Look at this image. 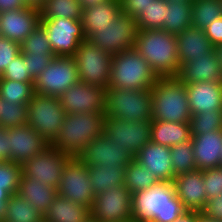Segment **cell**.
Instances as JSON below:
<instances>
[{
	"instance_id": "6da1fadb",
	"label": "cell",
	"mask_w": 222,
	"mask_h": 222,
	"mask_svg": "<svg viewBox=\"0 0 222 222\" xmlns=\"http://www.w3.org/2000/svg\"><path fill=\"white\" fill-rule=\"evenodd\" d=\"M186 211L173 183L159 182L132 194L131 212L136 222H174Z\"/></svg>"
},
{
	"instance_id": "7a4b0ae2",
	"label": "cell",
	"mask_w": 222,
	"mask_h": 222,
	"mask_svg": "<svg viewBox=\"0 0 222 222\" xmlns=\"http://www.w3.org/2000/svg\"><path fill=\"white\" fill-rule=\"evenodd\" d=\"M134 48L157 77H176L180 64L176 35L162 29L137 30Z\"/></svg>"
},
{
	"instance_id": "3957f363",
	"label": "cell",
	"mask_w": 222,
	"mask_h": 222,
	"mask_svg": "<svg viewBox=\"0 0 222 222\" xmlns=\"http://www.w3.org/2000/svg\"><path fill=\"white\" fill-rule=\"evenodd\" d=\"M105 113H68L50 146L71 157H78L85 147L103 134Z\"/></svg>"
},
{
	"instance_id": "277c9868",
	"label": "cell",
	"mask_w": 222,
	"mask_h": 222,
	"mask_svg": "<svg viewBox=\"0 0 222 222\" xmlns=\"http://www.w3.org/2000/svg\"><path fill=\"white\" fill-rule=\"evenodd\" d=\"M151 94L152 120L190 123L186 87L177 77H158Z\"/></svg>"
},
{
	"instance_id": "5b68a950",
	"label": "cell",
	"mask_w": 222,
	"mask_h": 222,
	"mask_svg": "<svg viewBox=\"0 0 222 222\" xmlns=\"http://www.w3.org/2000/svg\"><path fill=\"white\" fill-rule=\"evenodd\" d=\"M157 79L147 60L134 47L112 56L108 87L143 90L151 88Z\"/></svg>"
},
{
	"instance_id": "8992f818",
	"label": "cell",
	"mask_w": 222,
	"mask_h": 222,
	"mask_svg": "<svg viewBox=\"0 0 222 222\" xmlns=\"http://www.w3.org/2000/svg\"><path fill=\"white\" fill-rule=\"evenodd\" d=\"M151 88L143 90L107 87L105 116L128 121L152 120Z\"/></svg>"
},
{
	"instance_id": "52a82bcc",
	"label": "cell",
	"mask_w": 222,
	"mask_h": 222,
	"mask_svg": "<svg viewBox=\"0 0 222 222\" xmlns=\"http://www.w3.org/2000/svg\"><path fill=\"white\" fill-rule=\"evenodd\" d=\"M60 98L35 93L28 104L27 125L51 144L65 118Z\"/></svg>"
},
{
	"instance_id": "ba28073f",
	"label": "cell",
	"mask_w": 222,
	"mask_h": 222,
	"mask_svg": "<svg viewBox=\"0 0 222 222\" xmlns=\"http://www.w3.org/2000/svg\"><path fill=\"white\" fill-rule=\"evenodd\" d=\"M73 58L76 60L80 82L107 89L112 55L99 49L86 39L80 43Z\"/></svg>"
},
{
	"instance_id": "9c48e42d",
	"label": "cell",
	"mask_w": 222,
	"mask_h": 222,
	"mask_svg": "<svg viewBox=\"0 0 222 222\" xmlns=\"http://www.w3.org/2000/svg\"><path fill=\"white\" fill-rule=\"evenodd\" d=\"M137 35L136 19L121 12L113 21L102 28H96L87 39L99 49L116 55L135 46Z\"/></svg>"
},
{
	"instance_id": "30bf717a",
	"label": "cell",
	"mask_w": 222,
	"mask_h": 222,
	"mask_svg": "<svg viewBox=\"0 0 222 222\" xmlns=\"http://www.w3.org/2000/svg\"><path fill=\"white\" fill-rule=\"evenodd\" d=\"M79 82L76 60L55 56L48 66L35 77V93L60 97L70 86Z\"/></svg>"
},
{
	"instance_id": "8fae6325",
	"label": "cell",
	"mask_w": 222,
	"mask_h": 222,
	"mask_svg": "<svg viewBox=\"0 0 222 222\" xmlns=\"http://www.w3.org/2000/svg\"><path fill=\"white\" fill-rule=\"evenodd\" d=\"M57 194L91 210L95 193L88 166L78 157H71L63 167Z\"/></svg>"
},
{
	"instance_id": "7c38bea8",
	"label": "cell",
	"mask_w": 222,
	"mask_h": 222,
	"mask_svg": "<svg viewBox=\"0 0 222 222\" xmlns=\"http://www.w3.org/2000/svg\"><path fill=\"white\" fill-rule=\"evenodd\" d=\"M40 24L55 56L74 57L80 43L87 39L80 19H40Z\"/></svg>"
},
{
	"instance_id": "4fadbf2b",
	"label": "cell",
	"mask_w": 222,
	"mask_h": 222,
	"mask_svg": "<svg viewBox=\"0 0 222 222\" xmlns=\"http://www.w3.org/2000/svg\"><path fill=\"white\" fill-rule=\"evenodd\" d=\"M151 121H128L105 116L103 134L110 141L124 147L134 157L151 141Z\"/></svg>"
},
{
	"instance_id": "5bb4252c",
	"label": "cell",
	"mask_w": 222,
	"mask_h": 222,
	"mask_svg": "<svg viewBox=\"0 0 222 222\" xmlns=\"http://www.w3.org/2000/svg\"><path fill=\"white\" fill-rule=\"evenodd\" d=\"M132 193L125 185L116 186L95 196L90 217L98 222H129Z\"/></svg>"
},
{
	"instance_id": "9a60e30c",
	"label": "cell",
	"mask_w": 222,
	"mask_h": 222,
	"mask_svg": "<svg viewBox=\"0 0 222 222\" xmlns=\"http://www.w3.org/2000/svg\"><path fill=\"white\" fill-rule=\"evenodd\" d=\"M70 158V155L49 146L22 165V175L58 189L63 167Z\"/></svg>"
},
{
	"instance_id": "2e32d148",
	"label": "cell",
	"mask_w": 222,
	"mask_h": 222,
	"mask_svg": "<svg viewBox=\"0 0 222 222\" xmlns=\"http://www.w3.org/2000/svg\"><path fill=\"white\" fill-rule=\"evenodd\" d=\"M59 98L66 114L106 112V89L100 86L79 81L65 90Z\"/></svg>"
},
{
	"instance_id": "e0dca14e",
	"label": "cell",
	"mask_w": 222,
	"mask_h": 222,
	"mask_svg": "<svg viewBox=\"0 0 222 222\" xmlns=\"http://www.w3.org/2000/svg\"><path fill=\"white\" fill-rule=\"evenodd\" d=\"M78 158L86 166H123L124 168L134 157L124 148L110 141L105 134L92 140Z\"/></svg>"
},
{
	"instance_id": "ac0fdd59",
	"label": "cell",
	"mask_w": 222,
	"mask_h": 222,
	"mask_svg": "<svg viewBox=\"0 0 222 222\" xmlns=\"http://www.w3.org/2000/svg\"><path fill=\"white\" fill-rule=\"evenodd\" d=\"M40 24V10L25 7L0 12V36L21 44Z\"/></svg>"
},
{
	"instance_id": "d6986e66",
	"label": "cell",
	"mask_w": 222,
	"mask_h": 222,
	"mask_svg": "<svg viewBox=\"0 0 222 222\" xmlns=\"http://www.w3.org/2000/svg\"><path fill=\"white\" fill-rule=\"evenodd\" d=\"M8 136L11 148L10 162L20 165L50 146L40 134L27 124L8 128Z\"/></svg>"
},
{
	"instance_id": "ffe728a7",
	"label": "cell",
	"mask_w": 222,
	"mask_h": 222,
	"mask_svg": "<svg viewBox=\"0 0 222 222\" xmlns=\"http://www.w3.org/2000/svg\"><path fill=\"white\" fill-rule=\"evenodd\" d=\"M175 194L188 211H201L207 202L203 188V171H194L176 175L173 180Z\"/></svg>"
},
{
	"instance_id": "44dd1931",
	"label": "cell",
	"mask_w": 222,
	"mask_h": 222,
	"mask_svg": "<svg viewBox=\"0 0 222 222\" xmlns=\"http://www.w3.org/2000/svg\"><path fill=\"white\" fill-rule=\"evenodd\" d=\"M134 159L152 172L159 182L172 183L176 176L172 169L168 146L149 141L134 156Z\"/></svg>"
},
{
	"instance_id": "7402d4cb",
	"label": "cell",
	"mask_w": 222,
	"mask_h": 222,
	"mask_svg": "<svg viewBox=\"0 0 222 222\" xmlns=\"http://www.w3.org/2000/svg\"><path fill=\"white\" fill-rule=\"evenodd\" d=\"M191 115L222 110V82L204 81L185 84Z\"/></svg>"
},
{
	"instance_id": "603a6c76",
	"label": "cell",
	"mask_w": 222,
	"mask_h": 222,
	"mask_svg": "<svg viewBox=\"0 0 222 222\" xmlns=\"http://www.w3.org/2000/svg\"><path fill=\"white\" fill-rule=\"evenodd\" d=\"M176 77L184 84L195 82H222V72L215 49L206 54L193 58L192 61L180 65Z\"/></svg>"
},
{
	"instance_id": "cb8c5ba5",
	"label": "cell",
	"mask_w": 222,
	"mask_h": 222,
	"mask_svg": "<svg viewBox=\"0 0 222 222\" xmlns=\"http://www.w3.org/2000/svg\"><path fill=\"white\" fill-rule=\"evenodd\" d=\"M196 168L203 171L221 167L222 130L191 136Z\"/></svg>"
},
{
	"instance_id": "d4e9b609",
	"label": "cell",
	"mask_w": 222,
	"mask_h": 222,
	"mask_svg": "<svg viewBox=\"0 0 222 222\" xmlns=\"http://www.w3.org/2000/svg\"><path fill=\"white\" fill-rule=\"evenodd\" d=\"M179 64H186L193 58L206 56L215 46L205 35L203 29L190 26L176 35Z\"/></svg>"
},
{
	"instance_id": "484cf974",
	"label": "cell",
	"mask_w": 222,
	"mask_h": 222,
	"mask_svg": "<svg viewBox=\"0 0 222 222\" xmlns=\"http://www.w3.org/2000/svg\"><path fill=\"white\" fill-rule=\"evenodd\" d=\"M119 0H106L100 4L83 8L81 23L85 37L95 33L96 28H102L113 21L121 13Z\"/></svg>"
},
{
	"instance_id": "4316f807",
	"label": "cell",
	"mask_w": 222,
	"mask_h": 222,
	"mask_svg": "<svg viewBox=\"0 0 222 222\" xmlns=\"http://www.w3.org/2000/svg\"><path fill=\"white\" fill-rule=\"evenodd\" d=\"M17 193L45 215L57 195V189L22 175Z\"/></svg>"
},
{
	"instance_id": "83f0119b",
	"label": "cell",
	"mask_w": 222,
	"mask_h": 222,
	"mask_svg": "<svg viewBox=\"0 0 222 222\" xmlns=\"http://www.w3.org/2000/svg\"><path fill=\"white\" fill-rule=\"evenodd\" d=\"M90 210L57 194L44 215L46 222H86Z\"/></svg>"
},
{
	"instance_id": "f1b7e54d",
	"label": "cell",
	"mask_w": 222,
	"mask_h": 222,
	"mask_svg": "<svg viewBox=\"0 0 222 222\" xmlns=\"http://www.w3.org/2000/svg\"><path fill=\"white\" fill-rule=\"evenodd\" d=\"M191 140L190 123L151 121V141L172 147Z\"/></svg>"
},
{
	"instance_id": "f546056e",
	"label": "cell",
	"mask_w": 222,
	"mask_h": 222,
	"mask_svg": "<svg viewBox=\"0 0 222 222\" xmlns=\"http://www.w3.org/2000/svg\"><path fill=\"white\" fill-rule=\"evenodd\" d=\"M88 174L95 196L108 189L124 185L125 168L123 166H88Z\"/></svg>"
},
{
	"instance_id": "4dcf8cb0",
	"label": "cell",
	"mask_w": 222,
	"mask_h": 222,
	"mask_svg": "<svg viewBox=\"0 0 222 222\" xmlns=\"http://www.w3.org/2000/svg\"><path fill=\"white\" fill-rule=\"evenodd\" d=\"M192 26V1L168 2L162 30L178 35Z\"/></svg>"
},
{
	"instance_id": "1f68e13d",
	"label": "cell",
	"mask_w": 222,
	"mask_h": 222,
	"mask_svg": "<svg viewBox=\"0 0 222 222\" xmlns=\"http://www.w3.org/2000/svg\"><path fill=\"white\" fill-rule=\"evenodd\" d=\"M44 215L34 206H31L18 193L11 195L7 201L4 222H41Z\"/></svg>"
},
{
	"instance_id": "d6a6232c",
	"label": "cell",
	"mask_w": 222,
	"mask_h": 222,
	"mask_svg": "<svg viewBox=\"0 0 222 222\" xmlns=\"http://www.w3.org/2000/svg\"><path fill=\"white\" fill-rule=\"evenodd\" d=\"M158 183L155 175L135 159L125 167L124 185L132 194L139 190H146Z\"/></svg>"
},
{
	"instance_id": "836d02e7",
	"label": "cell",
	"mask_w": 222,
	"mask_h": 222,
	"mask_svg": "<svg viewBox=\"0 0 222 222\" xmlns=\"http://www.w3.org/2000/svg\"><path fill=\"white\" fill-rule=\"evenodd\" d=\"M34 95L33 82L0 79V100L26 105L29 104Z\"/></svg>"
},
{
	"instance_id": "e575fe53",
	"label": "cell",
	"mask_w": 222,
	"mask_h": 222,
	"mask_svg": "<svg viewBox=\"0 0 222 222\" xmlns=\"http://www.w3.org/2000/svg\"><path fill=\"white\" fill-rule=\"evenodd\" d=\"M82 10L79 0H46L40 9V19H81Z\"/></svg>"
},
{
	"instance_id": "d590c367",
	"label": "cell",
	"mask_w": 222,
	"mask_h": 222,
	"mask_svg": "<svg viewBox=\"0 0 222 222\" xmlns=\"http://www.w3.org/2000/svg\"><path fill=\"white\" fill-rule=\"evenodd\" d=\"M221 16L220 0H192V26L204 30Z\"/></svg>"
},
{
	"instance_id": "8d00e7d4",
	"label": "cell",
	"mask_w": 222,
	"mask_h": 222,
	"mask_svg": "<svg viewBox=\"0 0 222 222\" xmlns=\"http://www.w3.org/2000/svg\"><path fill=\"white\" fill-rule=\"evenodd\" d=\"M165 0H150L148 6L136 18L137 30L162 29L166 21Z\"/></svg>"
},
{
	"instance_id": "74e56055",
	"label": "cell",
	"mask_w": 222,
	"mask_h": 222,
	"mask_svg": "<svg viewBox=\"0 0 222 222\" xmlns=\"http://www.w3.org/2000/svg\"><path fill=\"white\" fill-rule=\"evenodd\" d=\"M170 157L175 175L197 169L192 140L170 147Z\"/></svg>"
},
{
	"instance_id": "f35d334b",
	"label": "cell",
	"mask_w": 222,
	"mask_h": 222,
	"mask_svg": "<svg viewBox=\"0 0 222 222\" xmlns=\"http://www.w3.org/2000/svg\"><path fill=\"white\" fill-rule=\"evenodd\" d=\"M22 54L55 56L47 38V33L41 24L21 43Z\"/></svg>"
},
{
	"instance_id": "ab89813d",
	"label": "cell",
	"mask_w": 222,
	"mask_h": 222,
	"mask_svg": "<svg viewBox=\"0 0 222 222\" xmlns=\"http://www.w3.org/2000/svg\"><path fill=\"white\" fill-rule=\"evenodd\" d=\"M28 120V104L21 105L0 100V127L24 126Z\"/></svg>"
},
{
	"instance_id": "60d3db41",
	"label": "cell",
	"mask_w": 222,
	"mask_h": 222,
	"mask_svg": "<svg viewBox=\"0 0 222 222\" xmlns=\"http://www.w3.org/2000/svg\"><path fill=\"white\" fill-rule=\"evenodd\" d=\"M191 136L206 134L208 131L222 130V110L204 111L191 116Z\"/></svg>"
},
{
	"instance_id": "b9f144b4",
	"label": "cell",
	"mask_w": 222,
	"mask_h": 222,
	"mask_svg": "<svg viewBox=\"0 0 222 222\" xmlns=\"http://www.w3.org/2000/svg\"><path fill=\"white\" fill-rule=\"evenodd\" d=\"M22 176V165L10 161H0V186L11 195L18 192Z\"/></svg>"
},
{
	"instance_id": "7bdbcfd3",
	"label": "cell",
	"mask_w": 222,
	"mask_h": 222,
	"mask_svg": "<svg viewBox=\"0 0 222 222\" xmlns=\"http://www.w3.org/2000/svg\"><path fill=\"white\" fill-rule=\"evenodd\" d=\"M26 56L20 53L15 57L0 75V79L16 80L19 82H34L35 77L27 69Z\"/></svg>"
},
{
	"instance_id": "ee69618b",
	"label": "cell",
	"mask_w": 222,
	"mask_h": 222,
	"mask_svg": "<svg viewBox=\"0 0 222 222\" xmlns=\"http://www.w3.org/2000/svg\"><path fill=\"white\" fill-rule=\"evenodd\" d=\"M203 179L207 199L222 194V167L203 170Z\"/></svg>"
},
{
	"instance_id": "f6af8a7d",
	"label": "cell",
	"mask_w": 222,
	"mask_h": 222,
	"mask_svg": "<svg viewBox=\"0 0 222 222\" xmlns=\"http://www.w3.org/2000/svg\"><path fill=\"white\" fill-rule=\"evenodd\" d=\"M21 53V44L0 36V75L7 65Z\"/></svg>"
},
{
	"instance_id": "bcb514c9",
	"label": "cell",
	"mask_w": 222,
	"mask_h": 222,
	"mask_svg": "<svg viewBox=\"0 0 222 222\" xmlns=\"http://www.w3.org/2000/svg\"><path fill=\"white\" fill-rule=\"evenodd\" d=\"M24 56H26L27 69L34 77L38 76L55 57L33 54H24Z\"/></svg>"
},
{
	"instance_id": "7dc6e473",
	"label": "cell",
	"mask_w": 222,
	"mask_h": 222,
	"mask_svg": "<svg viewBox=\"0 0 222 222\" xmlns=\"http://www.w3.org/2000/svg\"><path fill=\"white\" fill-rule=\"evenodd\" d=\"M200 213L206 218L222 222V194L215 198L207 199Z\"/></svg>"
},
{
	"instance_id": "c3c4849f",
	"label": "cell",
	"mask_w": 222,
	"mask_h": 222,
	"mask_svg": "<svg viewBox=\"0 0 222 222\" xmlns=\"http://www.w3.org/2000/svg\"><path fill=\"white\" fill-rule=\"evenodd\" d=\"M121 11L136 19L146 9L150 0H119Z\"/></svg>"
},
{
	"instance_id": "681fc988",
	"label": "cell",
	"mask_w": 222,
	"mask_h": 222,
	"mask_svg": "<svg viewBox=\"0 0 222 222\" xmlns=\"http://www.w3.org/2000/svg\"><path fill=\"white\" fill-rule=\"evenodd\" d=\"M204 31L207 38L215 47L222 45V16L210 23Z\"/></svg>"
},
{
	"instance_id": "f907efd6",
	"label": "cell",
	"mask_w": 222,
	"mask_h": 222,
	"mask_svg": "<svg viewBox=\"0 0 222 222\" xmlns=\"http://www.w3.org/2000/svg\"><path fill=\"white\" fill-rule=\"evenodd\" d=\"M11 148L9 144L8 128L0 127V161H10Z\"/></svg>"
},
{
	"instance_id": "816d5d0a",
	"label": "cell",
	"mask_w": 222,
	"mask_h": 222,
	"mask_svg": "<svg viewBox=\"0 0 222 222\" xmlns=\"http://www.w3.org/2000/svg\"><path fill=\"white\" fill-rule=\"evenodd\" d=\"M24 0H0V12L25 8Z\"/></svg>"
},
{
	"instance_id": "f5cc1de1",
	"label": "cell",
	"mask_w": 222,
	"mask_h": 222,
	"mask_svg": "<svg viewBox=\"0 0 222 222\" xmlns=\"http://www.w3.org/2000/svg\"><path fill=\"white\" fill-rule=\"evenodd\" d=\"M201 213L199 211H186L174 222H196L198 216Z\"/></svg>"
},
{
	"instance_id": "db71d44e",
	"label": "cell",
	"mask_w": 222,
	"mask_h": 222,
	"mask_svg": "<svg viewBox=\"0 0 222 222\" xmlns=\"http://www.w3.org/2000/svg\"><path fill=\"white\" fill-rule=\"evenodd\" d=\"M46 0H24L26 7L40 10Z\"/></svg>"
},
{
	"instance_id": "11a10c76",
	"label": "cell",
	"mask_w": 222,
	"mask_h": 222,
	"mask_svg": "<svg viewBox=\"0 0 222 222\" xmlns=\"http://www.w3.org/2000/svg\"><path fill=\"white\" fill-rule=\"evenodd\" d=\"M79 1H80V4H81V7L83 9V8H86V7H89V6L100 4L101 2H104L106 0H79Z\"/></svg>"
},
{
	"instance_id": "9f6ffc18",
	"label": "cell",
	"mask_w": 222,
	"mask_h": 222,
	"mask_svg": "<svg viewBox=\"0 0 222 222\" xmlns=\"http://www.w3.org/2000/svg\"><path fill=\"white\" fill-rule=\"evenodd\" d=\"M7 201L0 202V222H4L6 216Z\"/></svg>"
},
{
	"instance_id": "6f0895ef",
	"label": "cell",
	"mask_w": 222,
	"mask_h": 222,
	"mask_svg": "<svg viewBox=\"0 0 222 222\" xmlns=\"http://www.w3.org/2000/svg\"><path fill=\"white\" fill-rule=\"evenodd\" d=\"M11 197V194L4 190V186H0V202L1 201H8Z\"/></svg>"
},
{
	"instance_id": "680465c9",
	"label": "cell",
	"mask_w": 222,
	"mask_h": 222,
	"mask_svg": "<svg viewBox=\"0 0 222 222\" xmlns=\"http://www.w3.org/2000/svg\"><path fill=\"white\" fill-rule=\"evenodd\" d=\"M215 51L218 57V61L220 64L221 72H222V45H218L215 47Z\"/></svg>"
},
{
	"instance_id": "91938a15",
	"label": "cell",
	"mask_w": 222,
	"mask_h": 222,
	"mask_svg": "<svg viewBox=\"0 0 222 222\" xmlns=\"http://www.w3.org/2000/svg\"><path fill=\"white\" fill-rule=\"evenodd\" d=\"M196 222H220V221H215L209 218L204 217L202 214H200L197 218Z\"/></svg>"
},
{
	"instance_id": "94428289",
	"label": "cell",
	"mask_w": 222,
	"mask_h": 222,
	"mask_svg": "<svg viewBox=\"0 0 222 222\" xmlns=\"http://www.w3.org/2000/svg\"><path fill=\"white\" fill-rule=\"evenodd\" d=\"M165 1H166L167 3H168V2H172V3H173V2H178V1L181 2V1H192V0H165Z\"/></svg>"
},
{
	"instance_id": "6125c7cd",
	"label": "cell",
	"mask_w": 222,
	"mask_h": 222,
	"mask_svg": "<svg viewBox=\"0 0 222 222\" xmlns=\"http://www.w3.org/2000/svg\"><path fill=\"white\" fill-rule=\"evenodd\" d=\"M86 222H98V221L90 217Z\"/></svg>"
},
{
	"instance_id": "be15d7a7",
	"label": "cell",
	"mask_w": 222,
	"mask_h": 222,
	"mask_svg": "<svg viewBox=\"0 0 222 222\" xmlns=\"http://www.w3.org/2000/svg\"><path fill=\"white\" fill-rule=\"evenodd\" d=\"M220 154H221V167H222V145H221V148H220Z\"/></svg>"
}]
</instances>
